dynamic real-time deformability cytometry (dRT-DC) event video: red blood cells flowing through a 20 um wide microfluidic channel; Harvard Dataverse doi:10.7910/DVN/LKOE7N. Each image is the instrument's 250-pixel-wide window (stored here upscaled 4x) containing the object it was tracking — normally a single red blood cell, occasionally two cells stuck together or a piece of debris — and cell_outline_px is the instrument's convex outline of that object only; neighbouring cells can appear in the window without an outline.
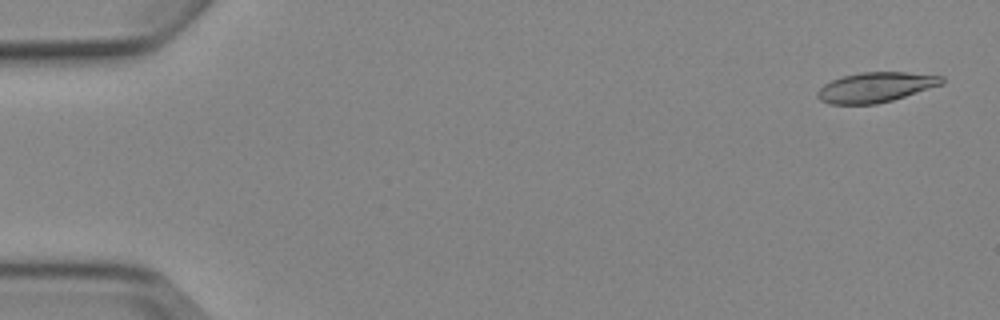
{"species": "Egyptian fruit bat (a non-hibernating species)", "species_latin": "Rousettus aegyptiacus", "temperature_condition": "cold", "stored_images_in_passage": 5, "camera_frame_rate_fps": 3000, "um_per_image_px": 0.085, "animal": {"sex": "female"}, "frame": {"image": 1, "passage_image": 1, "time_ms": 0.0, "image_size_px": [1000, 320], "cell_outline_px": [[944, 84], [892, 100], [876, 104], [828, 104], [820, 100], [816, 96], [816, 92], [824, 84], [832, 80], [844, 76], [860, 72], [908, 72], [944, 76]], "centroid_in_image_um": [74.44, 7.41], "position_along_channel_um": 10.6, "area_um2": 21.79}}
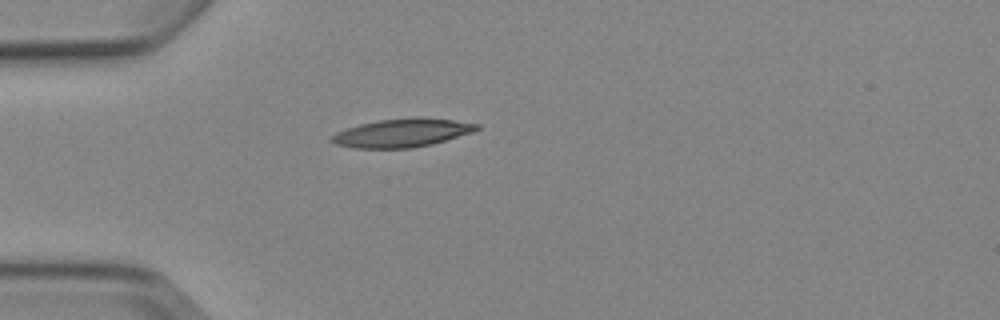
{"frame": {"image": 2, "passage_image": 4, "time_ms": 4.333, "image_size_px": [1000, 320], "cell_outline_px": [[480, 128], [476, 132], [432, 144], [412, 148], [352, 148], [336, 144], [328, 140], [336, 132], [360, 124], [380, 120], [416, 116], [424, 116], [480, 124]], "centroid_in_image_um": [34.23, 11.29], "position_along_channel_um": 50.8, "area_um2": 24.33}}